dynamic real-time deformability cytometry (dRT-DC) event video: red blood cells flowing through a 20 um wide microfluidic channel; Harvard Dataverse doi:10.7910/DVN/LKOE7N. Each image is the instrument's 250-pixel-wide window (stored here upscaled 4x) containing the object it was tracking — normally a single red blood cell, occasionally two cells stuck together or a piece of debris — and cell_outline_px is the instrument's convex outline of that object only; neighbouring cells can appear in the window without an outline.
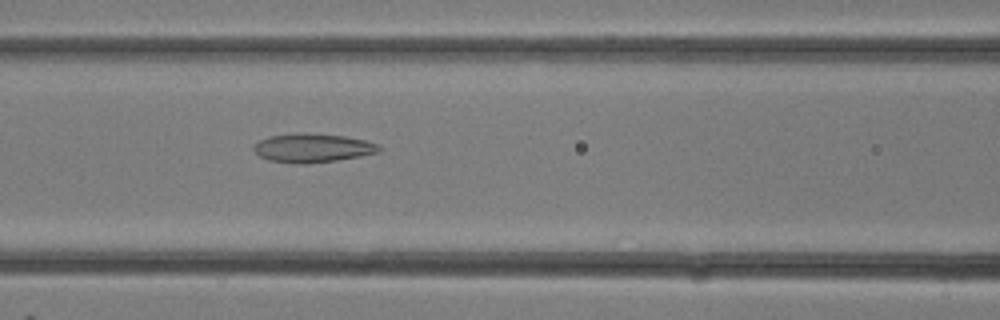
{"species": "common noctule bat (a hibernating species)", "species_latin": "Nyctalus noctula", "temperature_condition": "room temperature", "stored_images_in_passage": 13, "camera_frame_rate_fps": 3000, "um_per_image_px": 0.085, "animal": {"sex": "female"}, "frame": {"image": 1, "passage_image": 13, "time_ms": 4.0, "image_size_px": [1000, 320], "cell_outline_px": [[380, 152], [360, 156], [336, 160], [304, 164], [292, 164], [268, 160], [260, 156], [252, 148], [260, 140], [268, 136], [296, 132], [308, 132], [344, 136], [364, 140], [376, 144], [380, 148]], "centroid_in_image_um": [26.53, 12.57], "position_along_channel_um": 140.1, "area_um2": 21.15}}